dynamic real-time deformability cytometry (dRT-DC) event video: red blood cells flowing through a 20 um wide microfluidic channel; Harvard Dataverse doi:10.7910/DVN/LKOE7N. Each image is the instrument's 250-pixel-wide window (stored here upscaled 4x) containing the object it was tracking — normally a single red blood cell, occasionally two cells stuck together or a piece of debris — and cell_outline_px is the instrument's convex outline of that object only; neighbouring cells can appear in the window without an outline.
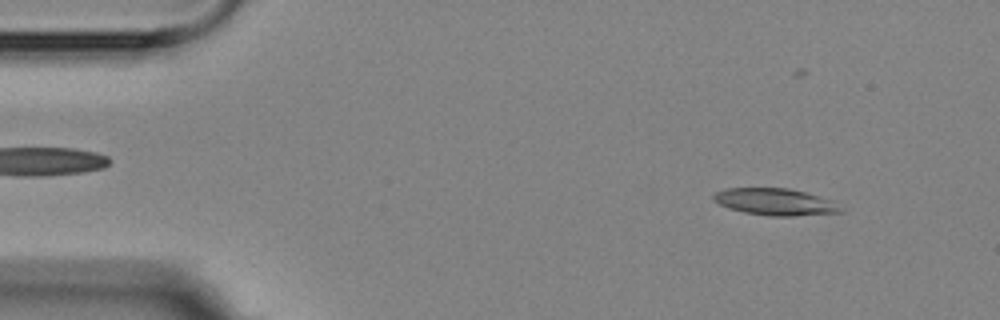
{"species": "Egyptian fruit bat (a non-hibernating species)", "species_latin": "Rousettus aegyptiacus", "temperature_condition": "room temperature", "stored_images_in_passage": 4, "camera_frame_rate_fps": 3000, "um_per_image_px": 0.085, "animal": {"sex": "female"}, "frame": {"image": 1, "passage_image": 1, "time_ms": 0.0, "image_size_px": [1000, 320], "cell_outline_px": [[844, 212], [792, 216], [768, 216], [744, 212], [728, 208], [720, 204], [712, 196], [716, 192], [724, 188], [788, 188], [836, 200], [844, 208]], "centroid_in_image_um": [65.98, 17.16], "position_along_channel_um": 19.0, "area_um2": 20.11}}
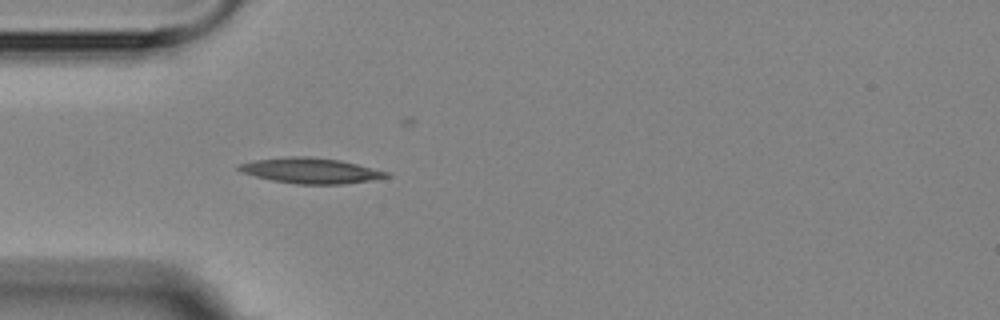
{"frame": {"image": 2, "passage_image": 4, "time_ms": 3.333, "image_size_px": [1000, 320], "cell_outline_px": [[392, 176], [368, 180], [340, 184], [296, 184], [272, 180], [256, 176], [244, 172], [236, 168], [236, 164], [256, 160], [288, 156], [308, 156], [340, 160], [392, 172]], "centroid_in_image_um": [26.44, 14.49], "position_along_channel_um": 58.6, "area_um2": 21.85}}